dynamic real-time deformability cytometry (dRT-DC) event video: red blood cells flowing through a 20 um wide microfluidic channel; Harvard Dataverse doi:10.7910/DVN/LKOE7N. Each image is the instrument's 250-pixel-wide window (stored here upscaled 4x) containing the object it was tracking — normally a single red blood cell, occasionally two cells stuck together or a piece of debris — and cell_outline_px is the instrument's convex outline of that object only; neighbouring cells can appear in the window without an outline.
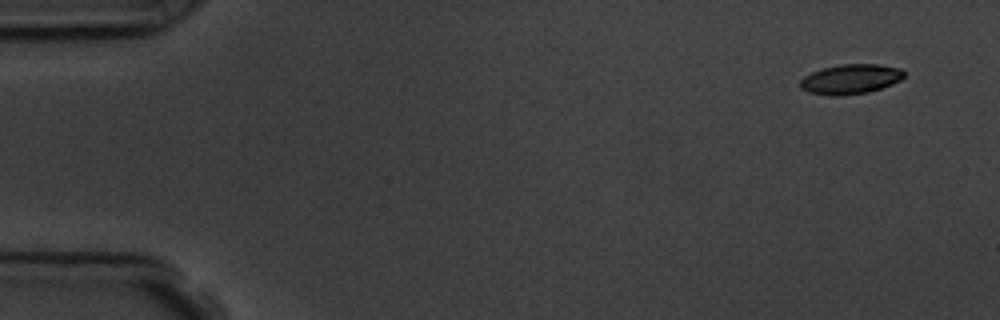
{"species": "common noctule bat (a hibernating species)", "species_latin": "Nyctalus noctula", "temperature_condition": "room temperature", "stored_images_in_passage": 7, "camera_frame_rate_fps": 3000, "um_per_image_px": 0.085, "animal": {"sex": "male", "body_mass_g": 19.5, "forearm_length_mm": 54.6}, "frame": {"image": 1, "passage_image": 1, "time_ms": 0.0, "image_size_px": [1000, 320], "cell_outline_px": [[904, 76], [900, 80], [892, 84], [868, 92], [840, 96], [832, 96], [808, 92], [800, 88], [800, 80], [804, 76], [812, 72], [824, 68], [840, 64], [880, 64], [900, 68], [904, 72]], "centroid_in_image_um": [72.29, 6.72], "position_along_channel_um": 12.7, "area_um2": 18.03}}
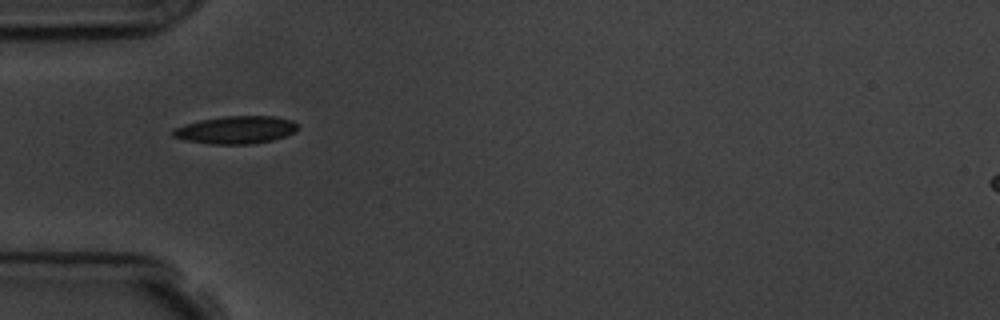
{"frame": {"image": 2, "passage_image": 5, "time_ms": 4.667, "image_size_px": [1000, 320], "cell_outline_px": [[300, 128], [296, 132], [272, 140], [252, 144], [208, 144], [184, 140], [172, 136], [172, 128], [184, 124], [200, 120], [224, 116], [276, 116], [292, 120], [300, 124]], "centroid_in_image_um": [20.07, 11.04], "position_along_channel_um": 64.9, "area_um2": 20.46}}